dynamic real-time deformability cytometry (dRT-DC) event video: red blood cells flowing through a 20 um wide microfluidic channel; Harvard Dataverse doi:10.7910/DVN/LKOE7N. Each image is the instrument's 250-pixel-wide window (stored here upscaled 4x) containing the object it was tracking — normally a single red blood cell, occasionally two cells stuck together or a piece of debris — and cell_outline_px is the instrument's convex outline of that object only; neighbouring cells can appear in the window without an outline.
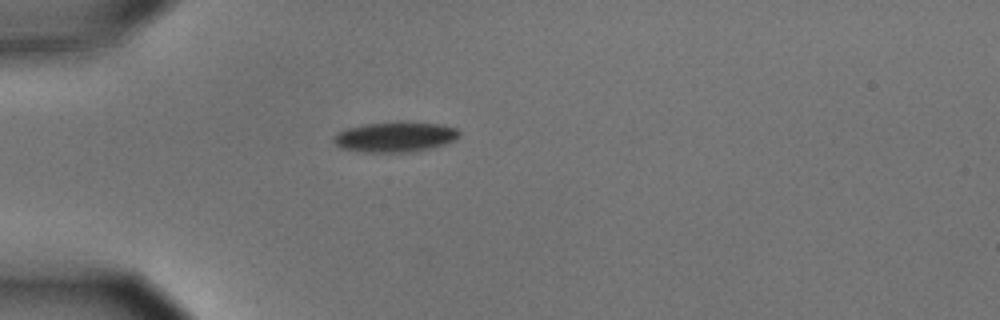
{"species": "common noctule bat (a hibernating species)", "species_latin": "Nyctalus noctula", "temperature_condition": "cold", "stored_images_in_passage": 5, "camera_frame_rate_fps": 3000, "um_per_image_px": 0.085, "animal": {"sex": "male", "body_mass_g": 15.6}, "frame": {"image": 1, "passage_image": 5, "time_ms": 1.333, "image_size_px": [1000, 320], "cell_outline_px": [[460, 132], [452, 140], [444, 144], [432, 148], [408, 152], [356, 152], [340, 148], [332, 140], [332, 136], [348, 128], [364, 124], [396, 120], [404, 120], [436, 124], [456, 128]], "centroid_in_image_um": [33.52, 11.62], "position_along_channel_um": 51.5, "area_um2": 22.37}}